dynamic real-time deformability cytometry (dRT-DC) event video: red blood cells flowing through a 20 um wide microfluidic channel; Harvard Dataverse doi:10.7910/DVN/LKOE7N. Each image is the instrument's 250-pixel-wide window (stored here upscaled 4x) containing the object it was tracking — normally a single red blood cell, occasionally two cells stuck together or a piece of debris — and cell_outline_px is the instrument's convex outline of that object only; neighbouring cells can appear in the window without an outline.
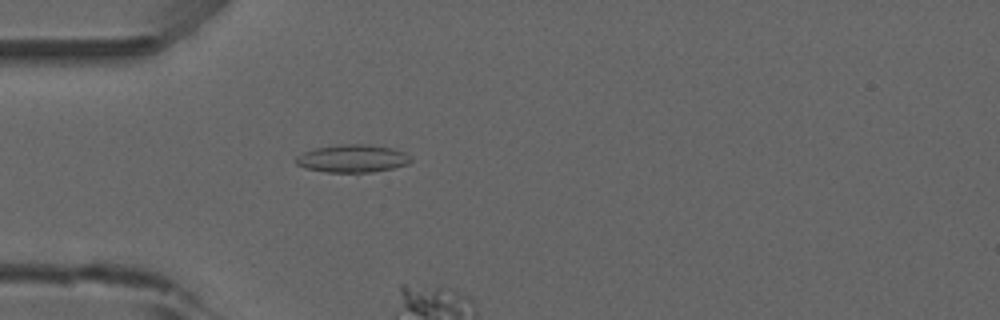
{"species": "common noctule bat (a hibernating species)", "species_latin": "Nyctalus noctula", "temperature_condition": "room temperature", "stored_images_in_passage": 17, "camera_frame_rate_fps": 3000, "um_per_image_px": 0.085, "animal": {"sex": "male", "forearm_length_mm": 52.5}, "frame": {"image": 1, "passage_image": 15, "time_ms": 4.667, "image_size_px": [1000, 320], "cell_outline_px": [[412, 160], [408, 164], [392, 168], [372, 172], [328, 172], [304, 168], [296, 164], [296, 156], [304, 152], [316, 148], [340, 144], [368, 144], [392, 148], [404, 152], [412, 156]], "centroid_in_image_um": [29.98, 13.47], "position_along_channel_um": 55.0, "area_um2": 18.61}}